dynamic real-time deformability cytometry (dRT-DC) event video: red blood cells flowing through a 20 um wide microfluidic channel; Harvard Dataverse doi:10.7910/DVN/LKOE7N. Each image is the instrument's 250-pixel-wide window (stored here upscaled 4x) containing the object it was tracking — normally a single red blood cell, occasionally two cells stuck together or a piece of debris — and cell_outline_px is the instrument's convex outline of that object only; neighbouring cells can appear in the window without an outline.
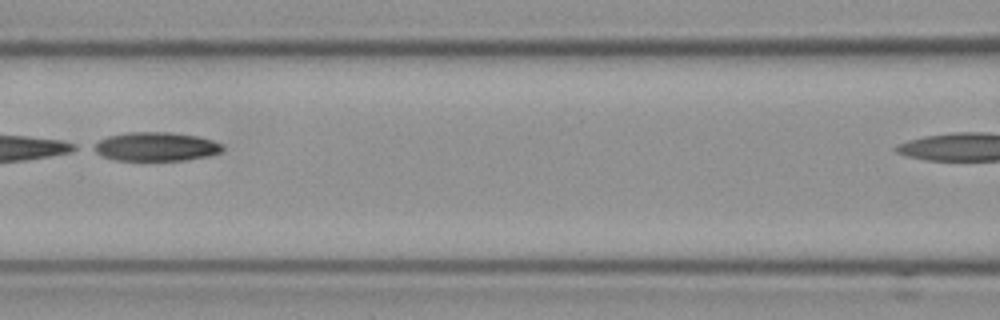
{"species": "Egyptian fruit bat (a non-hibernating species)", "species_latin": "Rousettus aegyptiacus", "temperature_condition": "cold", "stored_images_in_passage": 8, "camera_frame_rate_fps": 3000, "um_per_image_px": 0.085, "frame": {"image": 1, "passage_image": 4, "time_ms": 1.0, "image_size_px": [1000, 320], "cell_outline_px": [[224, 148], [220, 152], [208, 156], [184, 160], [112, 160], [100, 156], [88, 148], [92, 144], [108, 136], [124, 132], [172, 132], [196, 136], [212, 140], [224, 144]], "centroid_in_image_um": [13.18, 12.46], "position_along_channel_um": 153.4, "area_um2": 22.02}}
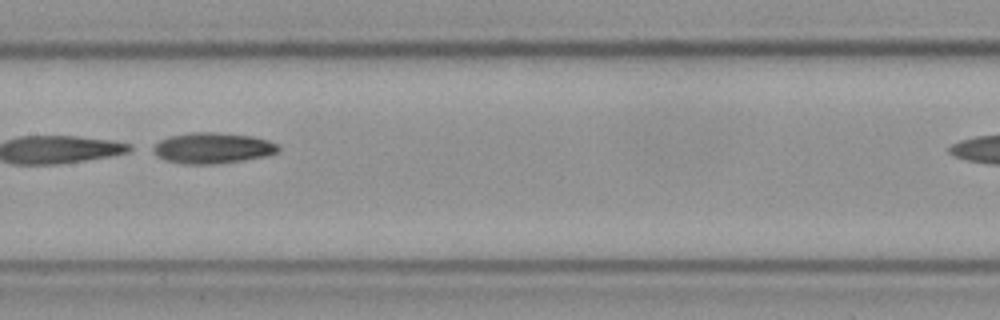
{"frame": {"image": 2, "passage_image": 5, "time_ms": 1.333, "image_size_px": [1000, 320], "cell_outline_px": [[280, 152], [268, 156], [244, 160], [216, 164], [184, 164], [164, 160], [156, 156], [148, 148], [160, 140], [168, 136], [188, 132], [216, 132], [252, 136], [268, 140], [280, 144]], "centroid_in_image_um": [18.05, 12.58], "position_along_channel_um": 189.3, "area_um2": 23.12}}